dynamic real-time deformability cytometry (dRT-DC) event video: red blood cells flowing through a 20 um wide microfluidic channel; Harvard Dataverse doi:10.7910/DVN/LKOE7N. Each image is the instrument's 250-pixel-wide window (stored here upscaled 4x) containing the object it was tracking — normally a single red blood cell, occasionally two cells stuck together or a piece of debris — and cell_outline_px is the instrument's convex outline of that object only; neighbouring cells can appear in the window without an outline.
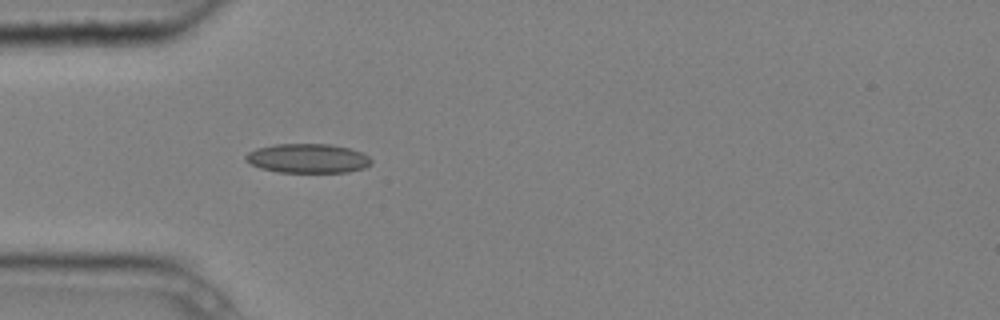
{"species": "common noctule bat (a hibernating species)", "species_latin": "Nyctalus noctula", "temperature_condition": "cold", "stored_images_in_passage": 4, "camera_frame_rate_fps": 3000, "um_per_image_px": 0.085, "animal": {"sex": "male", "body_mass_g": 20.4}, "frame": {"image": 1, "passage_image": 4, "time_ms": 1.0, "image_size_px": [1000, 320], "cell_outline_px": [[372, 164], [364, 168], [348, 172], [276, 172], [260, 168], [244, 160], [244, 156], [248, 152], [256, 148], [276, 144], [332, 144], [348, 148], [360, 152], [368, 156], [372, 160]], "centroid_in_image_um": [26.14, 13.46], "position_along_channel_um": 58.9, "area_um2": 21.5}}